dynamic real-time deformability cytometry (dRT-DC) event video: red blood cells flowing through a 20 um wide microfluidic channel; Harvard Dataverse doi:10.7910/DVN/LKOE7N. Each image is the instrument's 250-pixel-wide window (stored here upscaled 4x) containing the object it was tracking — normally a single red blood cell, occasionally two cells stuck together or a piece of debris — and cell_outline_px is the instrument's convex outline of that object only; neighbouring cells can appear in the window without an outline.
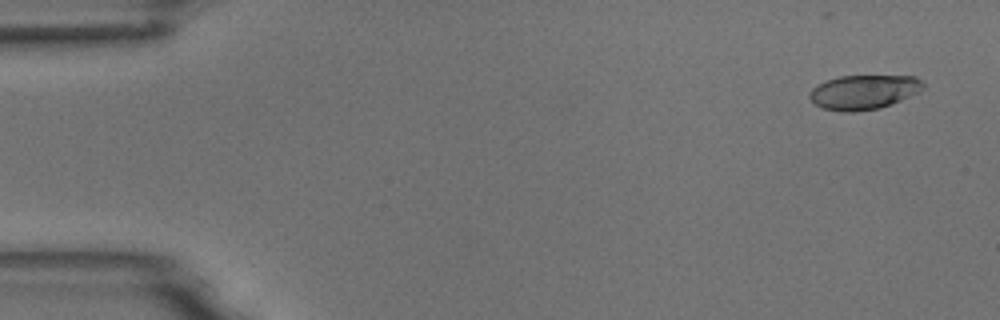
{"species": "common noctule bat (a hibernating species)", "species_latin": "Nyctalus noctula", "temperature_condition": "room temperature", "stored_images_in_passage": 55, "camera_frame_rate_fps": 3000, "um_per_image_px": 0.085, "animal": {"sex": "male", "body_mass_g": 18.8}, "frame": {"image": 1, "passage_image": 3, "time_ms": 0.667, "image_size_px": [1000, 320], "cell_outline_px": [[924, 88], [900, 100], [880, 108], [852, 112], [844, 112], [824, 108], [816, 104], [808, 96], [808, 92], [812, 88], [828, 80], [840, 76], [916, 76], [924, 84]], "centroid_in_image_um": [73.4, 7.82], "position_along_channel_um": 11.6, "area_um2": 22.43}}
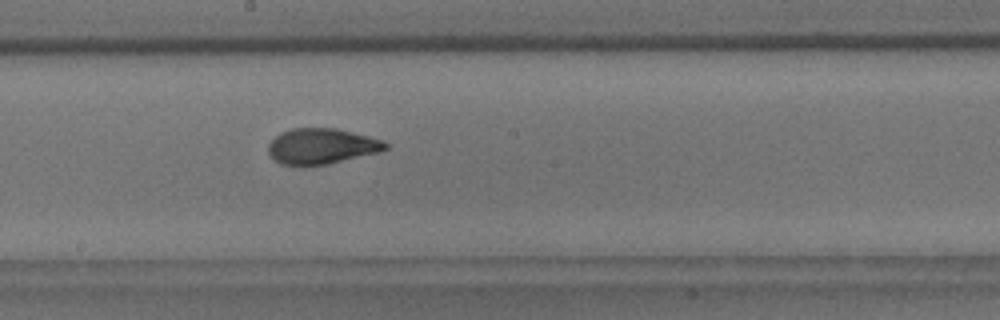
{"frame": {"image": 2, "passage_image": 30, "time_ms": 9.667, "image_size_px": [1000, 320], "cell_outline_px": [[388, 148], [380, 152], [328, 164], [300, 168], [280, 164], [268, 152], [268, 144], [280, 132], [292, 128], [336, 128], [368, 136], [380, 140], [388, 144]], "centroid_in_image_um": [27.3, 12.46], "position_along_channel_um": 220.9, "area_um2": 24.68}}
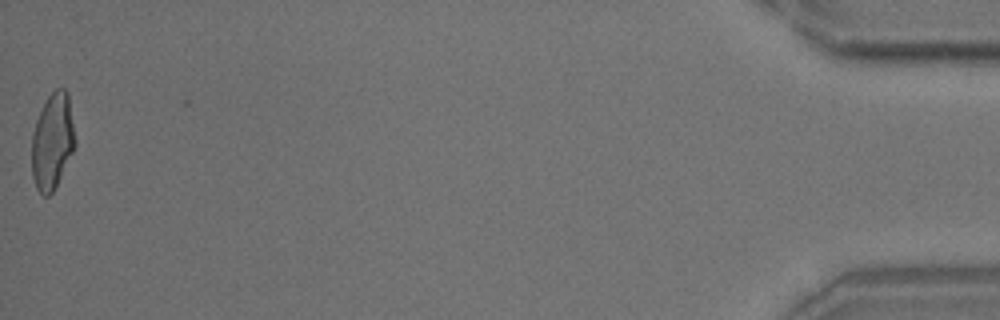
{"frame": {"image": 3, "passage_image": 55, "time_ms": 18.0, "image_size_px": [1000, 320], "cell_outline_px": [[76, 144], [52, 192], [48, 196], [44, 196], [36, 188], [32, 176], [32, 132], [36, 120], [48, 96], [56, 88], [64, 88], [68, 92], [76, 140]], "centroid_in_image_um": [4.45, 11.98], "position_along_channel_um": 430.7, "area_um2": 24.04}, "authors_computed_cell_mechanics": {"area_um2": 24.2182, "velocity_mm_per_s": 3.6792, "shape_relaxation_time_tau1_ms": 4.826, "shape_relaxation_time_tau2_ms": 1.2102, "deformation_change_tau1": 0.1875, "deformation_change_tau2": 0.0785}}